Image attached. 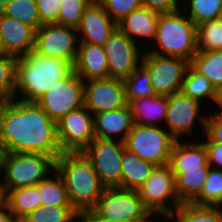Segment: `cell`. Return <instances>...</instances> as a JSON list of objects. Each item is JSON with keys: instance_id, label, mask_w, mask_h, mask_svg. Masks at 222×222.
I'll return each mask as SVG.
<instances>
[{"instance_id": "obj_37", "label": "cell", "mask_w": 222, "mask_h": 222, "mask_svg": "<svg viewBox=\"0 0 222 222\" xmlns=\"http://www.w3.org/2000/svg\"><path fill=\"white\" fill-rule=\"evenodd\" d=\"M189 18L199 25L222 16V0H190Z\"/></svg>"}, {"instance_id": "obj_22", "label": "cell", "mask_w": 222, "mask_h": 222, "mask_svg": "<svg viewBox=\"0 0 222 222\" xmlns=\"http://www.w3.org/2000/svg\"><path fill=\"white\" fill-rule=\"evenodd\" d=\"M158 18V12L141 6L119 21L117 27L134 41L137 37L152 38L154 41Z\"/></svg>"}, {"instance_id": "obj_30", "label": "cell", "mask_w": 222, "mask_h": 222, "mask_svg": "<svg viewBox=\"0 0 222 222\" xmlns=\"http://www.w3.org/2000/svg\"><path fill=\"white\" fill-rule=\"evenodd\" d=\"M170 215L175 222H222V210L219 206L180 204Z\"/></svg>"}, {"instance_id": "obj_49", "label": "cell", "mask_w": 222, "mask_h": 222, "mask_svg": "<svg viewBox=\"0 0 222 222\" xmlns=\"http://www.w3.org/2000/svg\"><path fill=\"white\" fill-rule=\"evenodd\" d=\"M153 214H157V213H150V214H148L144 219H142V220H140V221H137V222H153V221H151V215H153ZM150 217V218H149ZM150 219V220H149Z\"/></svg>"}, {"instance_id": "obj_25", "label": "cell", "mask_w": 222, "mask_h": 222, "mask_svg": "<svg viewBox=\"0 0 222 222\" xmlns=\"http://www.w3.org/2000/svg\"><path fill=\"white\" fill-rule=\"evenodd\" d=\"M210 168L201 167L199 169L185 170V172H173L175 189L181 204L192 203L200 195Z\"/></svg>"}, {"instance_id": "obj_17", "label": "cell", "mask_w": 222, "mask_h": 222, "mask_svg": "<svg viewBox=\"0 0 222 222\" xmlns=\"http://www.w3.org/2000/svg\"><path fill=\"white\" fill-rule=\"evenodd\" d=\"M116 28L117 23L106 13L104 7L97 0H93L81 16L76 30L78 36H81L79 43L104 46Z\"/></svg>"}, {"instance_id": "obj_16", "label": "cell", "mask_w": 222, "mask_h": 222, "mask_svg": "<svg viewBox=\"0 0 222 222\" xmlns=\"http://www.w3.org/2000/svg\"><path fill=\"white\" fill-rule=\"evenodd\" d=\"M202 102L183 95L181 92L167 97V112L165 122L169 127V133L179 140L181 135H190L195 119L199 117L200 104Z\"/></svg>"}, {"instance_id": "obj_39", "label": "cell", "mask_w": 222, "mask_h": 222, "mask_svg": "<svg viewBox=\"0 0 222 222\" xmlns=\"http://www.w3.org/2000/svg\"><path fill=\"white\" fill-rule=\"evenodd\" d=\"M115 23L121 21L135 9L143 6L142 0H97Z\"/></svg>"}, {"instance_id": "obj_11", "label": "cell", "mask_w": 222, "mask_h": 222, "mask_svg": "<svg viewBox=\"0 0 222 222\" xmlns=\"http://www.w3.org/2000/svg\"><path fill=\"white\" fill-rule=\"evenodd\" d=\"M143 54L140 62L149 70L156 95L168 97L180 92L190 61L153 53Z\"/></svg>"}, {"instance_id": "obj_26", "label": "cell", "mask_w": 222, "mask_h": 222, "mask_svg": "<svg viewBox=\"0 0 222 222\" xmlns=\"http://www.w3.org/2000/svg\"><path fill=\"white\" fill-rule=\"evenodd\" d=\"M5 191L6 207L19 222L41 206L39 190L36 185Z\"/></svg>"}, {"instance_id": "obj_18", "label": "cell", "mask_w": 222, "mask_h": 222, "mask_svg": "<svg viewBox=\"0 0 222 222\" xmlns=\"http://www.w3.org/2000/svg\"><path fill=\"white\" fill-rule=\"evenodd\" d=\"M36 30L0 12V41L4 54L25 56L35 48Z\"/></svg>"}, {"instance_id": "obj_36", "label": "cell", "mask_w": 222, "mask_h": 222, "mask_svg": "<svg viewBox=\"0 0 222 222\" xmlns=\"http://www.w3.org/2000/svg\"><path fill=\"white\" fill-rule=\"evenodd\" d=\"M16 61L12 55H0V102L14 99Z\"/></svg>"}, {"instance_id": "obj_14", "label": "cell", "mask_w": 222, "mask_h": 222, "mask_svg": "<svg viewBox=\"0 0 222 222\" xmlns=\"http://www.w3.org/2000/svg\"><path fill=\"white\" fill-rule=\"evenodd\" d=\"M109 69V77L124 80L140 65L143 57L139 55L136 41L118 27L104 44ZM140 59V60H139Z\"/></svg>"}, {"instance_id": "obj_3", "label": "cell", "mask_w": 222, "mask_h": 222, "mask_svg": "<svg viewBox=\"0 0 222 222\" xmlns=\"http://www.w3.org/2000/svg\"><path fill=\"white\" fill-rule=\"evenodd\" d=\"M56 171L64 180L70 204L76 212L95 208L104 187L82 152L61 153L56 159Z\"/></svg>"}, {"instance_id": "obj_9", "label": "cell", "mask_w": 222, "mask_h": 222, "mask_svg": "<svg viewBox=\"0 0 222 222\" xmlns=\"http://www.w3.org/2000/svg\"><path fill=\"white\" fill-rule=\"evenodd\" d=\"M137 192L144 206L151 213L161 214L168 219L181 204L175 189V176L169 165L155 167ZM168 198L172 200L174 209L166 204Z\"/></svg>"}, {"instance_id": "obj_4", "label": "cell", "mask_w": 222, "mask_h": 222, "mask_svg": "<svg viewBox=\"0 0 222 222\" xmlns=\"http://www.w3.org/2000/svg\"><path fill=\"white\" fill-rule=\"evenodd\" d=\"M181 13L180 10H177L159 14L154 43L161 51L155 47L145 53L192 60V57L198 52L197 25L189 17L182 16Z\"/></svg>"}, {"instance_id": "obj_2", "label": "cell", "mask_w": 222, "mask_h": 222, "mask_svg": "<svg viewBox=\"0 0 222 222\" xmlns=\"http://www.w3.org/2000/svg\"><path fill=\"white\" fill-rule=\"evenodd\" d=\"M72 71L73 65L69 61L38 54L34 50L17 57L14 98L21 93L20 101L37 102L52 84L63 80Z\"/></svg>"}, {"instance_id": "obj_44", "label": "cell", "mask_w": 222, "mask_h": 222, "mask_svg": "<svg viewBox=\"0 0 222 222\" xmlns=\"http://www.w3.org/2000/svg\"><path fill=\"white\" fill-rule=\"evenodd\" d=\"M77 222H116L102 217L94 209L80 210L75 213Z\"/></svg>"}, {"instance_id": "obj_50", "label": "cell", "mask_w": 222, "mask_h": 222, "mask_svg": "<svg viewBox=\"0 0 222 222\" xmlns=\"http://www.w3.org/2000/svg\"><path fill=\"white\" fill-rule=\"evenodd\" d=\"M3 54V49H2V45H1V41H0V55Z\"/></svg>"}, {"instance_id": "obj_21", "label": "cell", "mask_w": 222, "mask_h": 222, "mask_svg": "<svg viewBox=\"0 0 222 222\" xmlns=\"http://www.w3.org/2000/svg\"><path fill=\"white\" fill-rule=\"evenodd\" d=\"M169 166L172 172H185V170L210 167L205 144L182 143L179 140L173 145Z\"/></svg>"}, {"instance_id": "obj_45", "label": "cell", "mask_w": 222, "mask_h": 222, "mask_svg": "<svg viewBox=\"0 0 222 222\" xmlns=\"http://www.w3.org/2000/svg\"><path fill=\"white\" fill-rule=\"evenodd\" d=\"M0 222H19L7 207L0 211Z\"/></svg>"}, {"instance_id": "obj_13", "label": "cell", "mask_w": 222, "mask_h": 222, "mask_svg": "<svg viewBox=\"0 0 222 222\" xmlns=\"http://www.w3.org/2000/svg\"><path fill=\"white\" fill-rule=\"evenodd\" d=\"M77 30L72 27L43 24L36 30L34 51L38 54L69 61L74 65L79 43Z\"/></svg>"}, {"instance_id": "obj_32", "label": "cell", "mask_w": 222, "mask_h": 222, "mask_svg": "<svg viewBox=\"0 0 222 222\" xmlns=\"http://www.w3.org/2000/svg\"><path fill=\"white\" fill-rule=\"evenodd\" d=\"M125 87V99L128 103L141 97L156 96L151 85V76L149 70L141 63L136 70L123 80Z\"/></svg>"}, {"instance_id": "obj_42", "label": "cell", "mask_w": 222, "mask_h": 222, "mask_svg": "<svg viewBox=\"0 0 222 222\" xmlns=\"http://www.w3.org/2000/svg\"><path fill=\"white\" fill-rule=\"evenodd\" d=\"M143 6L160 13H171L179 10L178 0H142Z\"/></svg>"}, {"instance_id": "obj_1", "label": "cell", "mask_w": 222, "mask_h": 222, "mask_svg": "<svg viewBox=\"0 0 222 222\" xmlns=\"http://www.w3.org/2000/svg\"><path fill=\"white\" fill-rule=\"evenodd\" d=\"M0 140L6 153H40L55 160L62 153L57 123L36 102L0 103Z\"/></svg>"}, {"instance_id": "obj_29", "label": "cell", "mask_w": 222, "mask_h": 222, "mask_svg": "<svg viewBox=\"0 0 222 222\" xmlns=\"http://www.w3.org/2000/svg\"><path fill=\"white\" fill-rule=\"evenodd\" d=\"M51 173L56 178L48 175L46 179L36 185L39 190L41 206H71L64 180L56 170Z\"/></svg>"}, {"instance_id": "obj_5", "label": "cell", "mask_w": 222, "mask_h": 222, "mask_svg": "<svg viewBox=\"0 0 222 222\" xmlns=\"http://www.w3.org/2000/svg\"><path fill=\"white\" fill-rule=\"evenodd\" d=\"M5 190L35 186L56 170V160L40 153H6L3 163Z\"/></svg>"}, {"instance_id": "obj_28", "label": "cell", "mask_w": 222, "mask_h": 222, "mask_svg": "<svg viewBox=\"0 0 222 222\" xmlns=\"http://www.w3.org/2000/svg\"><path fill=\"white\" fill-rule=\"evenodd\" d=\"M0 12L37 30L41 25L36 0H1Z\"/></svg>"}, {"instance_id": "obj_43", "label": "cell", "mask_w": 222, "mask_h": 222, "mask_svg": "<svg viewBox=\"0 0 222 222\" xmlns=\"http://www.w3.org/2000/svg\"><path fill=\"white\" fill-rule=\"evenodd\" d=\"M208 153V164L219 166L222 169V144L215 142H205Z\"/></svg>"}, {"instance_id": "obj_31", "label": "cell", "mask_w": 222, "mask_h": 222, "mask_svg": "<svg viewBox=\"0 0 222 222\" xmlns=\"http://www.w3.org/2000/svg\"><path fill=\"white\" fill-rule=\"evenodd\" d=\"M180 92L200 102L205 97H210L216 102L218 97V91L213 84L191 65L188 66Z\"/></svg>"}, {"instance_id": "obj_10", "label": "cell", "mask_w": 222, "mask_h": 222, "mask_svg": "<svg viewBox=\"0 0 222 222\" xmlns=\"http://www.w3.org/2000/svg\"><path fill=\"white\" fill-rule=\"evenodd\" d=\"M94 210L116 222H137L151 213L136 190L121 187L104 188Z\"/></svg>"}, {"instance_id": "obj_6", "label": "cell", "mask_w": 222, "mask_h": 222, "mask_svg": "<svg viewBox=\"0 0 222 222\" xmlns=\"http://www.w3.org/2000/svg\"><path fill=\"white\" fill-rule=\"evenodd\" d=\"M175 142L176 139L162 127L137 124H134L124 141L126 149L156 167L169 165Z\"/></svg>"}, {"instance_id": "obj_23", "label": "cell", "mask_w": 222, "mask_h": 222, "mask_svg": "<svg viewBox=\"0 0 222 222\" xmlns=\"http://www.w3.org/2000/svg\"><path fill=\"white\" fill-rule=\"evenodd\" d=\"M133 115L134 124L158 126V121L165 120L167 112V97H141L127 103Z\"/></svg>"}, {"instance_id": "obj_48", "label": "cell", "mask_w": 222, "mask_h": 222, "mask_svg": "<svg viewBox=\"0 0 222 222\" xmlns=\"http://www.w3.org/2000/svg\"><path fill=\"white\" fill-rule=\"evenodd\" d=\"M216 103L221 107L222 110V88L218 90V97Z\"/></svg>"}, {"instance_id": "obj_41", "label": "cell", "mask_w": 222, "mask_h": 222, "mask_svg": "<svg viewBox=\"0 0 222 222\" xmlns=\"http://www.w3.org/2000/svg\"><path fill=\"white\" fill-rule=\"evenodd\" d=\"M61 0H36L42 24H59Z\"/></svg>"}, {"instance_id": "obj_40", "label": "cell", "mask_w": 222, "mask_h": 222, "mask_svg": "<svg viewBox=\"0 0 222 222\" xmlns=\"http://www.w3.org/2000/svg\"><path fill=\"white\" fill-rule=\"evenodd\" d=\"M201 123L207 135V142L222 144V110L209 114V117H201Z\"/></svg>"}, {"instance_id": "obj_35", "label": "cell", "mask_w": 222, "mask_h": 222, "mask_svg": "<svg viewBox=\"0 0 222 222\" xmlns=\"http://www.w3.org/2000/svg\"><path fill=\"white\" fill-rule=\"evenodd\" d=\"M75 213L72 206H39L20 222H74Z\"/></svg>"}, {"instance_id": "obj_20", "label": "cell", "mask_w": 222, "mask_h": 222, "mask_svg": "<svg viewBox=\"0 0 222 222\" xmlns=\"http://www.w3.org/2000/svg\"><path fill=\"white\" fill-rule=\"evenodd\" d=\"M134 126L133 115L129 105L112 111L94 115V134L96 138L114 139L115 134L122 135L119 140L125 141Z\"/></svg>"}, {"instance_id": "obj_12", "label": "cell", "mask_w": 222, "mask_h": 222, "mask_svg": "<svg viewBox=\"0 0 222 222\" xmlns=\"http://www.w3.org/2000/svg\"><path fill=\"white\" fill-rule=\"evenodd\" d=\"M57 136L62 153L83 152L96 138L94 115L83 105L57 122Z\"/></svg>"}, {"instance_id": "obj_46", "label": "cell", "mask_w": 222, "mask_h": 222, "mask_svg": "<svg viewBox=\"0 0 222 222\" xmlns=\"http://www.w3.org/2000/svg\"><path fill=\"white\" fill-rule=\"evenodd\" d=\"M6 207V191L0 182V211Z\"/></svg>"}, {"instance_id": "obj_38", "label": "cell", "mask_w": 222, "mask_h": 222, "mask_svg": "<svg viewBox=\"0 0 222 222\" xmlns=\"http://www.w3.org/2000/svg\"><path fill=\"white\" fill-rule=\"evenodd\" d=\"M93 0H61L59 25L77 28L81 16Z\"/></svg>"}, {"instance_id": "obj_19", "label": "cell", "mask_w": 222, "mask_h": 222, "mask_svg": "<svg viewBox=\"0 0 222 222\" xmlns=\"http://www.w3.org/2000/svg\"><path fill=\"white\" fill-rule=\"evenodd\" d=\"M73 70L85 81L109 78L104 46L79 43Z\"/></svg>"}, {"instance_id": "obj_47", "label": "cell", "mask_w": 222, "mask_h": 222, "mask_svg": "<svg viewBox=\"0 0 222 222\" xmlns=\"http://www.w3.org/2000/svg\"><path fill=\"white\" fill-rule=\"evenodd\" d=\"M5 154H6V151L4 149V145L0 140V170L3 169Z\"/></svg>"}, {"instance_id": "obj_34", "label": "cell", "mask_w": 222, "mask_h": 222, "mask_svg": "<svg viewBox=\"0 0 222 222\" xmlns=\"http://www.w3.org/2000/svg\"><path fill=\"white\" fill-rule=\"evenodd\" d=\"M192 203L209 206L222 205V170L220 168L209 169L200 195Z\"/></svg>"}, {"instance_id": "obj_8", "label": "cell", "mask_w": 222, "mask_h": 222, "mask_svg": "<svg viewBox=\"0 0 222 222\" xmlns=\"http://www.w3.org/2000/svg\"><path fill=\"white\" fill-rule=\"evenodd\" d=\"M84 80L73 70L66 78L52 84L36 102L54 121L84 105Z\"/></svg>"}, {"instance_id": "obj_24", "label": "cell", "mask_w": 222, "mask_h": 222, "mask_svg": "<svg viewBox=\"0 0 222 222\" xmlns=\"http://www.w3.org/2000/svg\"><path fill=\"white\" fill-rule=\"evenodd\" d=\"M121 188L136 190L140 188L150 176L156 166L142 160L139 156L124 149L122 153Z\"/></svg>"}, {"instance_id": "obj_33", "label": "cell", "mask_w": 222, "mask_h": 222, "mask_svg": "<svg viewBox=\"0 0 222 222\" xmlns=\"http://www.w3.org/2000/svg\"><path fill=\"white\" fill-rule=\"evenodd\" d=\"M198 51L222 50V18L197 25Z\"/></svg>"}, {"instance_id": "obj_7", "label": "cell", "mask_w": 222, "mask_h": 222, "mask_svg": "<svg viewBox=\"0 0 222 222\" xmlns=\"http://www.w3.org/2000/svg\"><path fill=\"white\" fill-rule=\"evenodd\" d=\"M125 148V143L119 139L95 138L82 152L91 162L104 188L121 187V159Z\"/></svg>"}, {"instance_id": "obj_27", "label": "cell", "mask_w": 222, "mask_h": 222, "mask_svg": "<svg viewBox=\"0 0 222 222\" xmlns=\"http://www.w3.org/2000/svg\"><path fill=\"white\" fill-rule=\"evenodd\" d=\"M190 65L204 75L217 91L222 88V50L198 51Z\"/></svg>"}, {"instance_id": "obj_15", "label": "cell", "mask_w": 222, "mask_h": 222, "mask_svg": "<svg viewBox=\"0 0 222 222\" xmlns=\"http://www.w3.org/2000/svg\"><path fill=\"white\" fill-rule=\"evenodd\" d=\"M84 82V106L93 115L127 105L123 80L109 77Z\"/></svg>"}]
</instances>
